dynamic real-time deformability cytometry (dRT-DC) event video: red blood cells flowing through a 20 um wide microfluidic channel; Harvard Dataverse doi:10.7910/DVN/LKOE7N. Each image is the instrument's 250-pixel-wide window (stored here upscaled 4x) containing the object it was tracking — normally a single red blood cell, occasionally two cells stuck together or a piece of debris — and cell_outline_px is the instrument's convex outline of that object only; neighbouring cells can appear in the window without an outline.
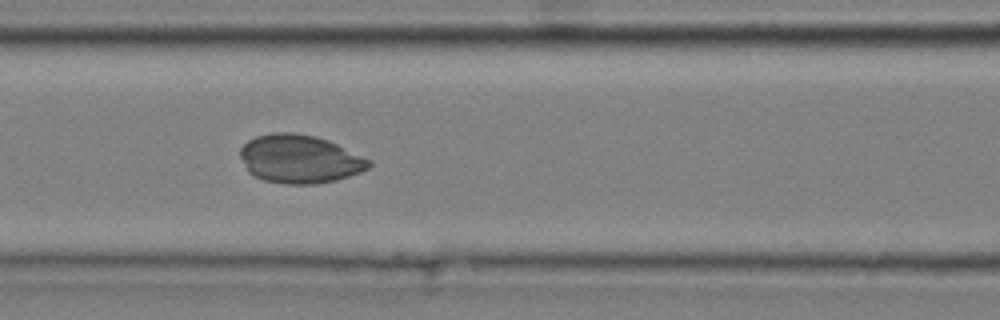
{"species": "common noctule bat (a hibernating species)", "species_latin": "Nyctalus noctula", "temperature_condition": "cold", "stored_images_in_passage": 43, "camera_frame_rate_fps": 3000, "um_per_image_px": 0.085, "animal": {"sex": "male", "body_mass_g": 20.4}, "frame": {"image": 1, "passage_image": 15, "time_ms": 4.667, "image_size_px": [1000, 320], "cell_outline_px": [[372, 164], [368, 168], [360, 172], [336, 180], [316, 184], [288, 184], [264, 180], [248, 172], [240, 156], [240, 148], [248, 140], [256, 136], [272, 132], [296, 132], [316, 136], [328, 140], [372, 160]], "centroid_in_image_um": [25.47, 13.5], "position_along_channel_um": 141.1, "area_um2": 36.36}}
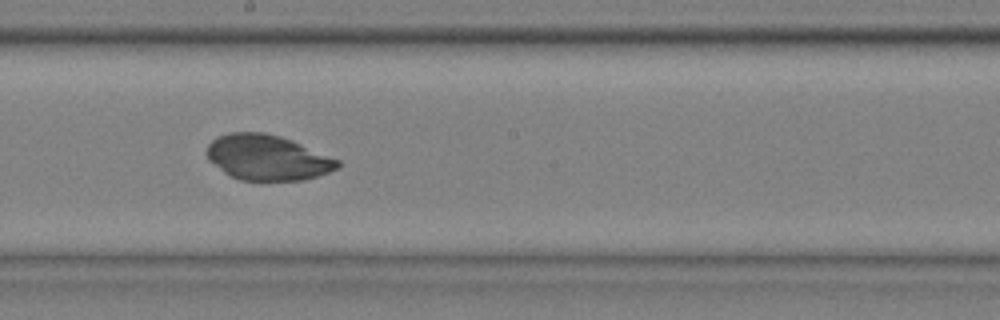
{"frame": {"image": 2, "passage_image": 22, "time_ms": 7.0, "image_size_px": [1000, 320], "cell_outline_px": [[340, 164], [336, 168], [328, 172], [304, 180], [240, 180], [224, 172], [208, 160], [208, 144], [216, 136], [228, 132], [264, 132], [280, 136], [292, 140], [340, 160]], "centroid_in_image_um": [22.71, 13.38], "position_along_channel_um": 225.5, "area_um2": 34.39}}
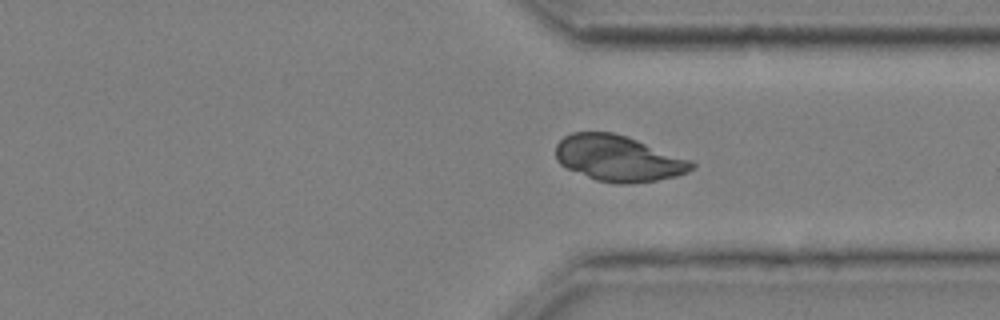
{"frame": {"image": 3, "passage_image": 33, "time_ms": 10.667, "image_size_px": [1000, 320], "cell_outline_px": [[696, 168], [688, 172], [676, 176], [656, 180], [628, 184], [616, 184], [596, 180], [568, 168], [560, 164], [556, 160], [556, 144], [564, 136], [572, 132], [612, 132], [636, 140], [692, 160], [696, 164]], "centroid_in_image_um": [52.57, 13.47], "position_along_channel_um": 358.8, "area_um2": 36.24}}